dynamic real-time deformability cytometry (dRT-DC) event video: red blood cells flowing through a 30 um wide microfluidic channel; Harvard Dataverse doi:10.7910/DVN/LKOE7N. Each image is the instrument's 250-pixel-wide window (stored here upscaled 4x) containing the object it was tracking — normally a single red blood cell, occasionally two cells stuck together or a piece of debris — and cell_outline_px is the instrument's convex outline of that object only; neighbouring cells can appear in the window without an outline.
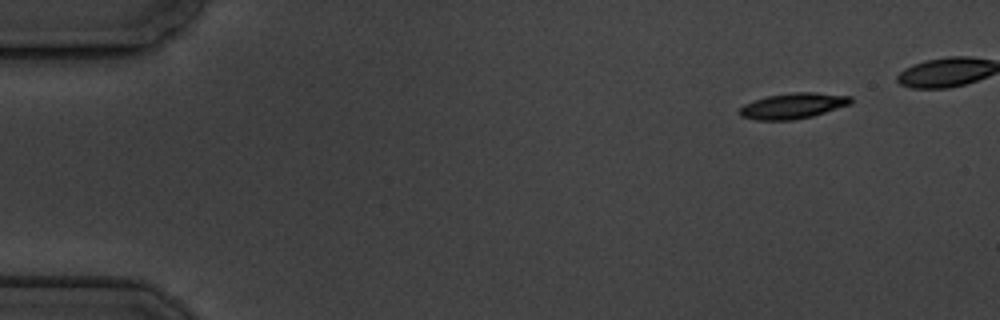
{"species": "common noctule bat (a hibernating species)", "species_latin": "Nyctalus noctula", "temperature_condition": "cold", "stored_images_in_passage": 6, "camera_frame_rate_fps": 3000, "um_per_image_px": 0.085, "animal": {"sex": "male", "body_mass_g": 19.5, "forearm_length_mm": 54.6}, "frame": {"image": 1, "passage_image": 1, "time_ms": 0.0, "image_size_px": [1000, 320], "cell_outline_px": [[852, 104], [812, 116], [792, 120], [756, 120], [740, 116], [740, 108], [744, 104], [768, 96], [792, 92], [816, 92], [852, 96]], "centroid_in_image_um": [67.44, 8.99], "position_along_channel_um": 17.6, "area_um2": 16.59}}